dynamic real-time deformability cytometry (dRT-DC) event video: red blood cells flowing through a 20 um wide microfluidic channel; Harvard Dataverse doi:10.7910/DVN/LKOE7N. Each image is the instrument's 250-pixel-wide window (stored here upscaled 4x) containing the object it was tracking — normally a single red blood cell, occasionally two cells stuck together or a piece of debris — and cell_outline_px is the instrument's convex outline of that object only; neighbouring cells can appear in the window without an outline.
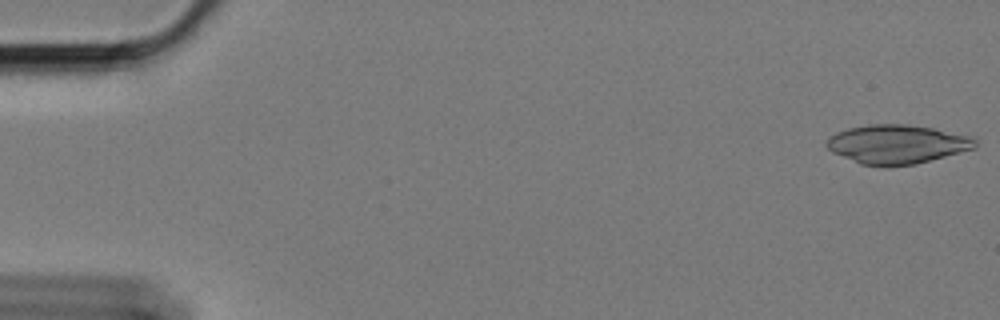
{"species": "Egyptian fruit bat (a non-hibernating species)", "species_latin": "Rousettus aegyptiacus", "temperature_condition": "cold", "stored_images_in_passage": 57, "camera_frame_rate_fps": 3000, "um_per_image_px": 0.085, "animal": {"sex": "female"}, "frame": {"image": 1, "passage_image": 1, "time_ms": 0.0, "image_size_px": [1000, 320], "cell_outline_px": [[976, 148], [916, 164], [888, 168], [860, 164], [832, 152], [824, 144], [836, 132], [848, 128], [868, 124], [908, 124], [932, 128], [976, 136]], "centroid_in_image_um": [76.27, 12.27], "position_along_channel_um": 8.7, "area_um2": 34.22}}